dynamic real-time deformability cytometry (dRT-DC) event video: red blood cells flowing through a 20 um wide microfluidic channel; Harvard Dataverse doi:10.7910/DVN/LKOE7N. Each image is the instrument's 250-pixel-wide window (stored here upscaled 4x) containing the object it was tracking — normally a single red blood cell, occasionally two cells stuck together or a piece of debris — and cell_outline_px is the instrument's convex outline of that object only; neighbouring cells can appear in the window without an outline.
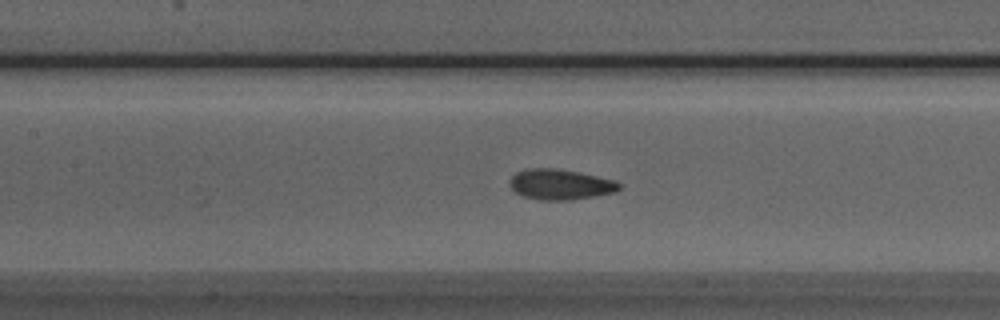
{"species": "Egyptian fruit bat (a non-hibernating species)", "species_latin": "Rousettus aegyptiacus", "temperature_condition": "room temperature", "stored_images_in_passage": 33, "camera_frame_rate_fps": 3000, "um_per_image_px": 0.085, "animal": {"sex": "male"}, "frame": {"image": 1, "passage_image": 24, "time_ms": 7.667, "image_size_px": [1000, 320], "cell_outline_px": [[624, 184], [616, 192], [596, 196], [572, 200], [540, 200], [520, 196], [508, 184], [508, 180], [516, 172], [528, 168], [556, 168], [580, 172], [616, 180]], "centroid_in_image_um": [47.64, 15.68], "position_along_channel_um": 159.8, "area_um2": 19.88}}
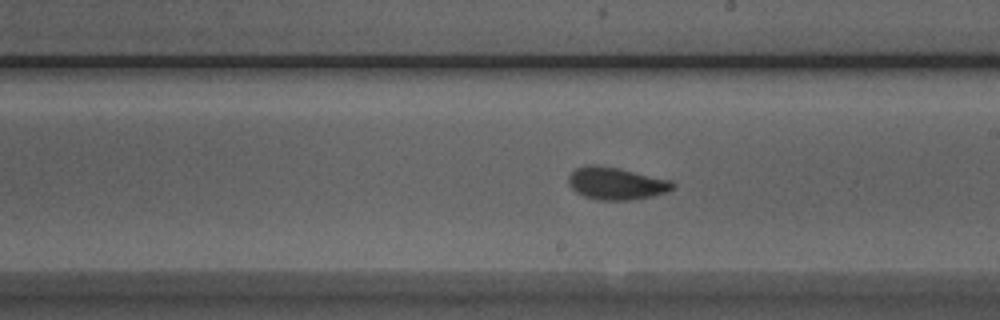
{"frame": {"image": 2, "passage_image": 30, "time_ms": 9.667, "image_size_px": [1000, 320], "cell_outline_px": [[676, 184], [668, 192], [652, 196], [628, 200], [596, 200], [584, 196], [576, 192], [568, 184], [568, 176], [576, 168], [584, 164], [596, 164], [620, 168], [672, 180]], "centroid_in_image_um": [52.36, 15.58], "position_along_channel_um": 236.6, "area_um2": 19.94}}
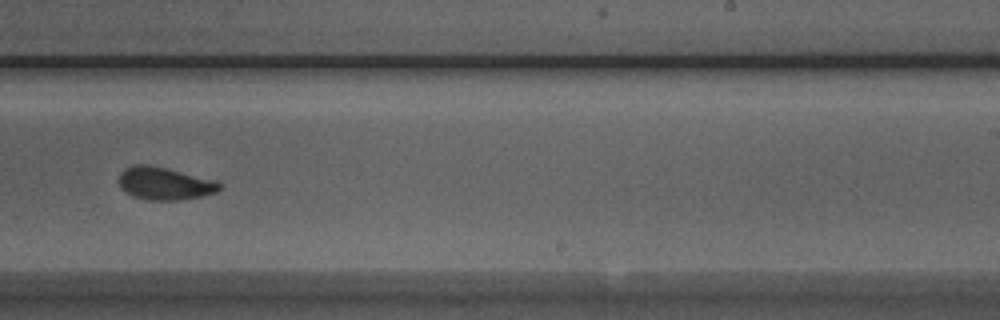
{"frame": {"image": 3, "passage_image": 33, "time_ms": 10.667, "image_size_px": [1000, 320], "cell_outline_px": [[224, 184], [216, 192], [200, 196], [180, 200], [148, 200], [132, 196], [124, 192], [120, 188], [116, 180], [120, 172], [124, 168], [132, 164], [148, 164], [168, 168], [216, 180]], "centroid_in_image_um": [13.93, 15.58], "position_along_channel_um": 275.1, "area_um2": 19.65}}